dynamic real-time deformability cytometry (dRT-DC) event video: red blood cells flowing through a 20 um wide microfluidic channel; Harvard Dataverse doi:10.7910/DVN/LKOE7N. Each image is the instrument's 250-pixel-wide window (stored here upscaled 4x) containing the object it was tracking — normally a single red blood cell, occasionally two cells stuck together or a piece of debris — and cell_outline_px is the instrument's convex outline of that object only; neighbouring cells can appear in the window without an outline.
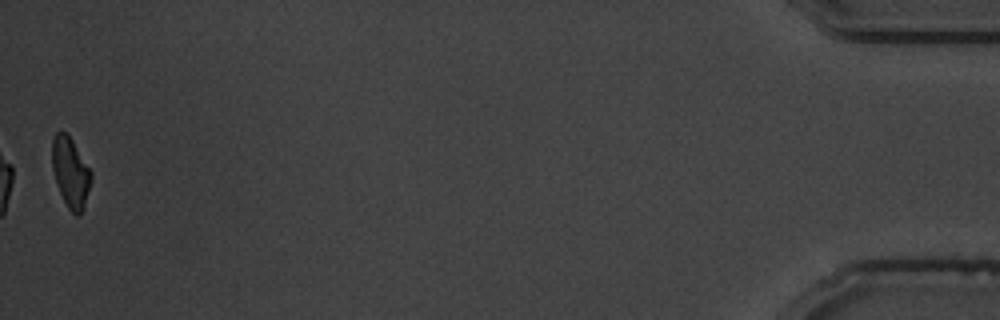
{"species": "common noctule bat (a hibernating species)", "species_latin": "Nyctalus noctula", "temperature_condition": "warm", "stored_images_in_passage": 54, "camera_frame_rate_fps": 3000, "um_per_image_px": 0.085, "animal": {"sex": "male", "body_mass_g": 19.5, "forearm_length_mm": 54.6}, "frame": {"image": 1, "passage_image": 54, "time_ms": 17.667, "image_size_px": [1000, 320], "cell_outline_px": [[92, 180], [84, 208], [76, 216], [68, 208], [60, 192], [52, 168], [52, 140], [56, 132], [68, 132], [92, 172]], "centroid_in_image_um": [6.01, 14.62], "position_along_channel_um": 429.2, "area_um2": 15.95}, "authors_computed_cell_mechanics": {"area_um2": 17.8024, "velocity_mm_per_s": 3.6503, "shape_relaxation_time_tau1_ms": 4.0222, "shape_relaxation_time_tau2_ms": 2.9645, "deformation_change_tau1": 0.1559, "deformation_change_tau2": 0.0661}}